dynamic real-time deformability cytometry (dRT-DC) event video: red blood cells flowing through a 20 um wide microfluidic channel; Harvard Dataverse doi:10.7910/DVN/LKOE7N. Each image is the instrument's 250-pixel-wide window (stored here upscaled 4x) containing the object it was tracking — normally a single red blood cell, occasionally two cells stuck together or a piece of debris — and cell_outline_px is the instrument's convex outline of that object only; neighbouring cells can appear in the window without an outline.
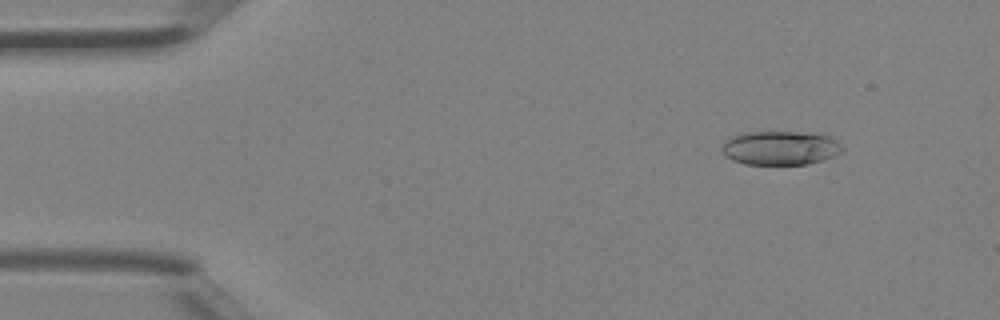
{"species": "Egyptian fruit bat (a non-hibernating species)", "species_latin": "Rousettus aegyptiacus", "temperature_condition": "room temperature", "stored_images_in_passage": 13, "camera_frame_rate_fps": 3000, "um_per_image_px": 0.085, "animal": {"sex": "female"}, "frame": {"image": 1, "passage_image": 4, "time_ms": 1.0, "image_size_px": [1000, 320], "cell_outline_px": [[844, 148], [840, 152], [832, 156], [808, 164], [744, 164], [732, 160], [724, 156], [720, 148], [720, 144], [724, 140], [732, 136], [744, 132], [800, 132], [828, 136], [836, 140]], "centroid_in_image_um": [66.24, 12.57], "position_along_channel_um": 18.8, "area_um2": 23.87}}
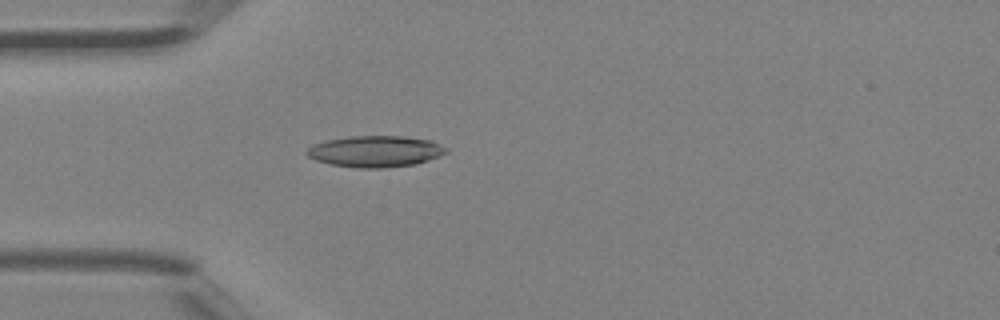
{"frame": {"image": 2, "passage_image": 12, "time_ms": 3.667, "image_size_px": [1000, 320], "cell_outline_px": [[448, 152], [440, 156], [416, 164], [384, 168], [356, 168], [332, 164], [316, 160], [308, 156], [304, 152], [312, 144], [324, 140], [348, 136], [404, 136], [432, 140], [448, 148]], "centroid_in_image_um": [31.91, 12.86], "position_along_channel_um": 53.1, "area_um2": 25.72}}